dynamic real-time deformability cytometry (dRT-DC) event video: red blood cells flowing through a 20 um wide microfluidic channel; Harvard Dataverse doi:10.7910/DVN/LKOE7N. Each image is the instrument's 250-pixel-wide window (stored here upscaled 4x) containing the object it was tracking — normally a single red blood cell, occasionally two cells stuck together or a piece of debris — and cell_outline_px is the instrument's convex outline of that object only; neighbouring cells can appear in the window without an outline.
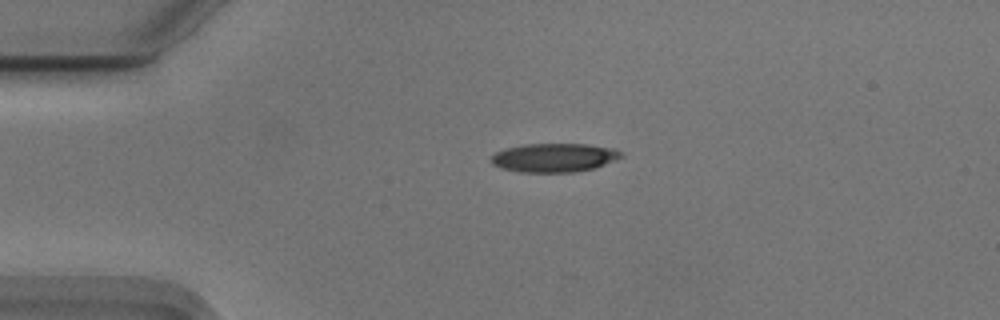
{"species": "Egyptian fruit bat (a non-hibernating species)", "species_latin": "Rousettus aegyptiacus", "temperature_condition": "cold", "stored_images_in_passage": 43, "camera_frame_rate_fps": 3000, "um_per_image_px": 0.085, "animal": {"sex": "male"}, "frame": {"image": 1, "passage_image": 1, "time_ms": 0.0, "image_size_px": [1000, 320], "cell_outline_px": [[624, 156], [616, 160], [596, 168], [572, 172], [520, 172], [504, 168], [492, 164], [492, 156], [496, 152], [504, 148], [524, 144], [588, 144], [616, 148], [624, 152]], "centroid_in_image_um": [47.18, 13.39], "position_along_channel_um": 37.8, "area_um2": 21.96}}
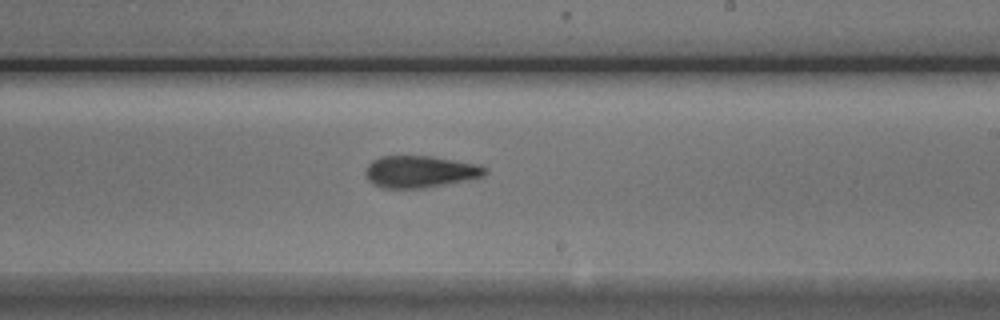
{"frame": {"image": 2, "passage_image": 21, "time_ms": 6.667, "image_size_px": [1000, 320], "cell_outline_px": [[488, 172], [484, 176], [448, 184], [424, 188], [384, 188], [372, 184], [364, 176], [364, 172], [368, 164], [372, 160], [384, 156], [432, 156], [480, 164], [488, 168]], "centroid_in_image_um": [35.72, 14.59], "position_along_channel_um": 253.3, "area_um2": 22.54}}
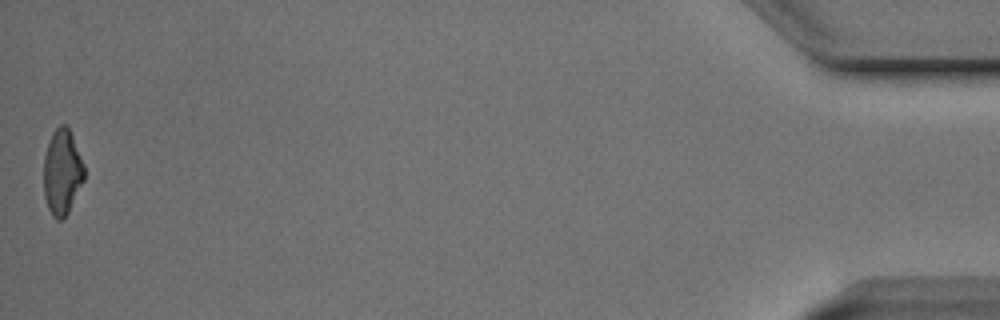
{"frame": {"image": 3, "passage_image": 43, "time_ms": 14.0, "image_size_px": [1000, 320], "cell_outline_px": [[84, 180], [64, 220], [56, 220], [52, 216], [48, 208], [44, 196], [44, 156], [52, 132], [60, 124], [64, 124], [68, 128], [72, 136], [84, 164]], "centroid_in_image_um": [5.27, 14.66], "position_along_channel_um": 429.9, "area_um2": 20.11}, "authors_computed_cell_mechanics": {"area_um2": 21.7328, "velocity_mm_per_s": 3.7481, "shape_relaxation_time_tau1_ms": 3.6584, "shape_relaxation_time_tau2_ms": 3.5664, "deformation_change_tau1": 0.1697, "deformation_change_tau2": 0.1365}}